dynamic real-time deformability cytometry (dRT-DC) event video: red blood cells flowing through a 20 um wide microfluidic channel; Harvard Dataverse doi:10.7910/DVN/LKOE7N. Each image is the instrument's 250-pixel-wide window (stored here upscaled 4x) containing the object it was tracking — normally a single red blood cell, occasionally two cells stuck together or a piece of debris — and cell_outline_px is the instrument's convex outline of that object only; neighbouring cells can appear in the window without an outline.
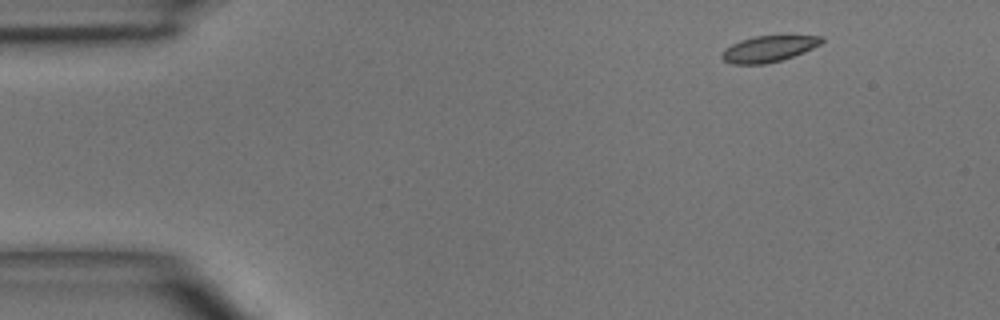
{"species": "common noctule bat (a hibernating species)", "species_latin": "Nyctalus noctula", "temperature_condition": "room temperature", "stored_images_in_passage": 3, "camera_frame_rate_fps": 3000, "um_per_image_px": 0.085, "animal": {"sex": "male", "body_mass_g": 15.6}, "frame": {"image": 1, "passage_image": 1, "time_ms": 0.0, "image_size_px": [1000, 320], "cell_outline_px": [[824, 40], [820, 44], [804, 52], [780, 60], [764, 64], [732, 64], [724, 60], [720, 56], [720, 52], [724, 48], [740, 40], [756, 36], [824, 36]], "centroid_in_image_um": [65.28, 4.15], "position_along_channel_um": 19.7, "area_um2": 15.09}}